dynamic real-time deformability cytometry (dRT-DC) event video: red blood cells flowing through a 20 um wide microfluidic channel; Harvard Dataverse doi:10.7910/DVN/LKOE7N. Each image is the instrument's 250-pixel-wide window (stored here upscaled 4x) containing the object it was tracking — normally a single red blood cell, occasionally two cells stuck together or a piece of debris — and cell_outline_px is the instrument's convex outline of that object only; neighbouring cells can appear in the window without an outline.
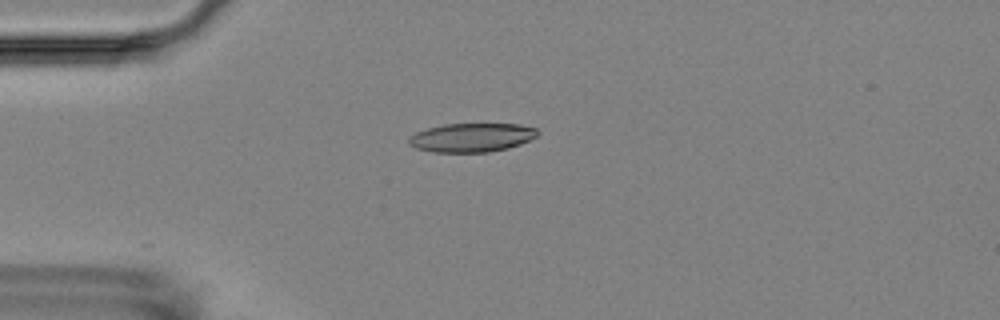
{"species": "Egyptian fruit bat (a non-hibernating species)", "species_latin": "Rousettus aegyptiacus", "temperature_condition": "room temperature", "stored_images_in_passage": 5, "camera_frame_rate_fps": 3000, "um_per_image_px": 0.085, "animal": {"sex": "female"}, "frame": {"image": 1, "passage_image": 2, "time_ms": 1.0, "image_size_px": [1000, 320], "cell_outline_px": [[540, 132], [536, 136], [520, 144], [508, 148], [488, 152], [432, 152], [416, 148], [408, 144], [408, 136], [416, 132], [428, 128], [444, 124], [520, 124], [536, 128]], "centroid_in_image_um": [40.07, 11.69], "position_along_channel_um": 44.9, "area_um2": 21.68}}
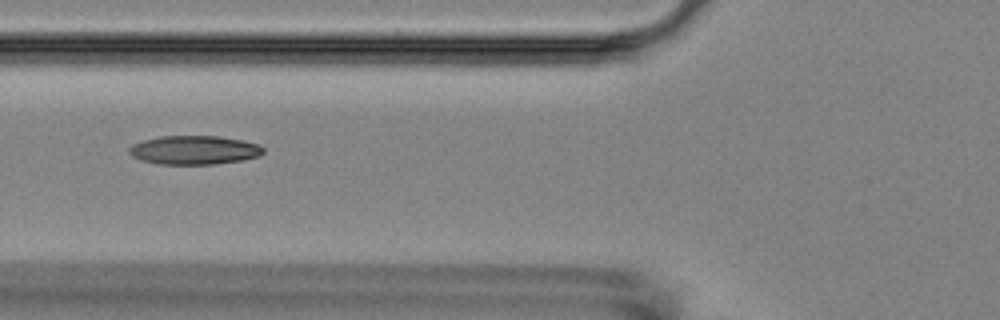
{"frame": {"image": 2, "passage_image": 4, "time_ms": 3.333, "image_size_px": [1000, 320], "cell_outline_px": [[264, 152], [256, 156], [240, 160], [212, 164], [160, 164], [140, 160], [132, 156], [128, 152], [128, 148], [132, 144], [144, 140], [160, 136], [216, 136], [244, 140], [260, 144], [264, 148]], "centroid_in_image_um": [16.48, 12.74], "position_along_channel_um": 109.3, "area_um2": 22.48}}
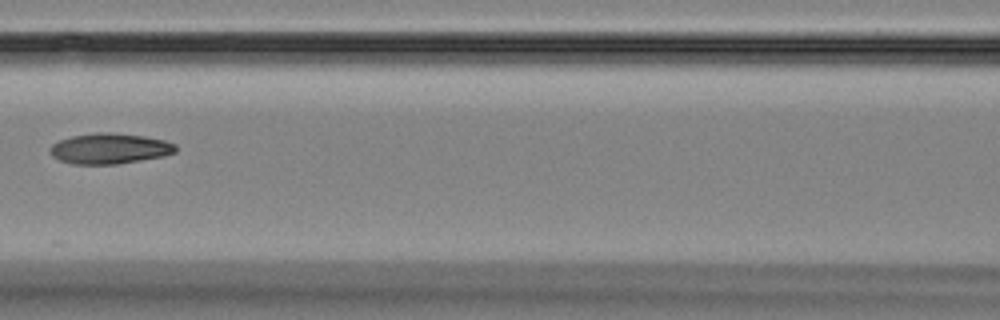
{"frame": {"image": 3, "passage_image": 5, "time_ms": 4.667, "image_size_px": [1000, 320], "cell_outline_px": [[176, 152], [164, 156], [116, 164], [72, 164], [60, 160], [52, 156], [48, 152], [48, 148], [52, 144], [60, 140], [72, 136], [96, 132], [112, 132], [144, 136], [164, 140], [176, 144]], "centroid_in_image_um": [9.29, 12.62], "position_along_channel_um": 157.3, "area_um2": 22.48}}